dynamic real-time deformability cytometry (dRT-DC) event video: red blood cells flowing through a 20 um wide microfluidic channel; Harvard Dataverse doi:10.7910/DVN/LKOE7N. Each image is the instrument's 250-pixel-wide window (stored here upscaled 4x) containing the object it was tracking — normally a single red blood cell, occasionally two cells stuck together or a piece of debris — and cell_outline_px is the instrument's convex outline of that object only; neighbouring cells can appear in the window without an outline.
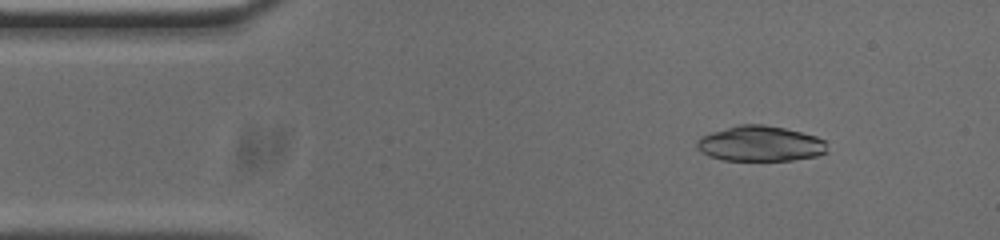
{"species": "common noctule bat (a hibernating species)", "species_latin": "Nyctalus noctula", "temperature_condition": "cold", "stored_images_in_passage": 51, "camera_frame_rate_fps": 3000, "um_per_image_px": 0.085, "animal": {"sex": "male", "body_mass_g": 20.0, "forearm_length_mm": 53.3}, "frame": {"image": 1, "passage_image": 4, "time_ms": 1.0, "image_size_px": [1000, 240], "cell_outline_px": [[828, 152], [816, 156], [792, 160], [720, 160], [708, 156], [696, 148], [696, 140], [700, 136], [736, 124], [764, 124], [784, 128], [816, 136], [824, 140]], "centroid_in_image_um": [64.58, 12.21], "position_along_channel_um": 20.4, "area_um2": 27.05}}